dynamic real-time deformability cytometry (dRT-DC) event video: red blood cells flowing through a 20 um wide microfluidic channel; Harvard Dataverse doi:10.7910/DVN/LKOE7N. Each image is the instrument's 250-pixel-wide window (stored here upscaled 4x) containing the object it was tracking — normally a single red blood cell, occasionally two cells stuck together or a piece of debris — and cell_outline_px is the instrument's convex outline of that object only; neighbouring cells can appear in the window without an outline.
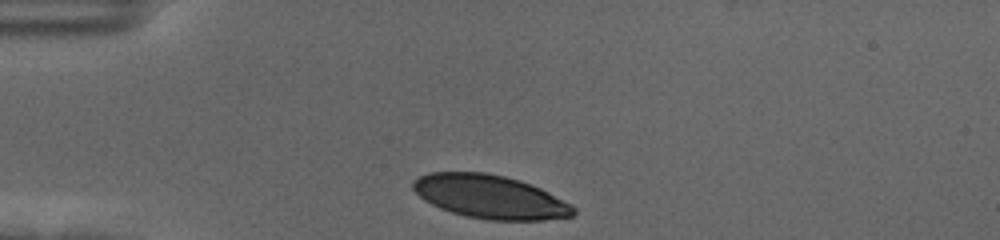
{"species": "human", "species_latin": "Homo sapiens", "temperature_condition": "cold", "stored_images_in_passage": 33, "camera_frame_rate_fps": 3000, "um_per_image_px": 0.085, "donor": {"sex": "female"}, "frame": {"image": 1, "passage_image": 1, "time_ms": 0.0, "image_size_px": [1000, 240], "cell_outline_px": [[576, 212], [572, 216], [544, 220], [488, 220], [468, 216], [452, 212], [440, 208], [424, 200], [412, 188], [412, 180], [428, 172], [484, 172], [504, 176], [520, 180], [540, 188], [548, 192], [576, 208]], "centroid_in_image_um": [41.63, 16.72], "position_along_channel_um": 43.4, "area_um2": 40.46}}
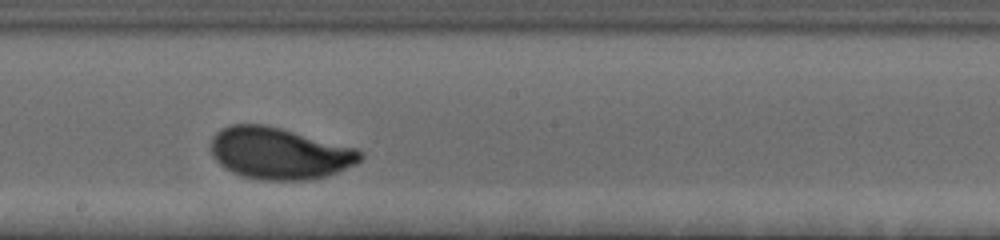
{"frame": {"image": 2, "passage_image": 19, "time_ms": 6.0, "image_size_px": [1000, 240], "cell_outline_px": [[364, 156], [356, 164], [328, 176], [308, 180], [260, 180], [240, 176], [224, 168], [216, 160], [212, 152], [212, 136], [220, 128], [228, 124], [264, 124], [280, 128], [356, 148], [364, 152]], "centroid_in_image_um": [23.74, 13.04], "position_along_channel_um": 224.5, "area_um2": 45.2}}
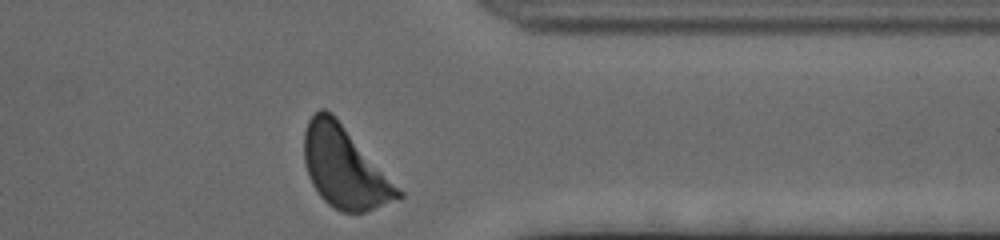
{"frame": {"image": 3, "passage_image": 33, "time_ms": 10.667, "image_size_px": [1000, 240], "cell_outline_px": [[404, 196], [400, 200], [364, 212], [340, 212], [328, 204], [320, 196], [312, 184], [308, 176], [304, 160], [304, 132], [308, 120], [320, 108], [324, 108], [332, 112], [336, 116], [404, 192]], "centroid_in_image_um": [29.31, 14.23], "position_along_channel_um": 382.1, "area_um2": 44.74}, "authors_computed_cell_mechanics": {"area_um2": 43.4078, "velocity_mm_per_s": 3.5175, "shape_relaxation_time_tau1_ms": 4.1583, "shape_relaxation_time_tau2_ms": null, "deformation_change_tau1": 0.175, "deformation_change_tau2": null}}